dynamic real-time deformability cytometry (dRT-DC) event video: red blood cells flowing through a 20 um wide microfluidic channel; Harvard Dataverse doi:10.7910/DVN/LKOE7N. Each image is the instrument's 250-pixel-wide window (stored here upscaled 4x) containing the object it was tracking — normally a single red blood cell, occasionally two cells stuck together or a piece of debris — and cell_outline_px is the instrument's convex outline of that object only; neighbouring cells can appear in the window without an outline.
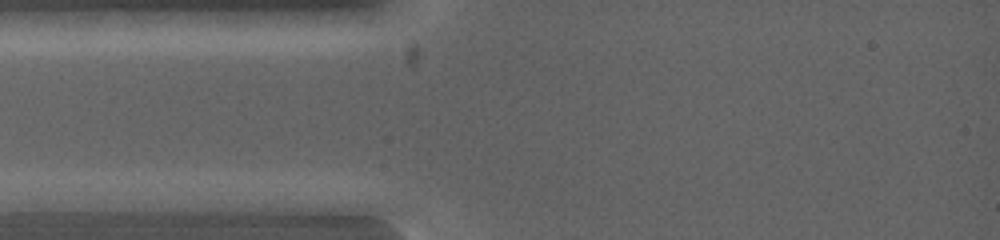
{"species": "common noctule bat (a hibernating species)", "species_latin": "Nyctalus noctula", "temperature_condition": "warm", "stored_images_in_passage": 4, "camera_frame_rate_fps": 5000, "um_per_image_px": 0.085, "animal": {"sex": "female", "body_mass_g": 19.0, "forearm_length_mm": 53.3}, "frame": {"image": 1, "passage_image": 3, "time_ms": 1.2, "image_size_px": [1000, 240], "cell_outline_px": [[108, 200], [100, 208], [88, 212], [16, 212], [16, 200], [76, 192]], "centroid_in_image_um": [5.16, 17.3], "position_along_channel_um": 79.8, "area_um2": 10.0}}